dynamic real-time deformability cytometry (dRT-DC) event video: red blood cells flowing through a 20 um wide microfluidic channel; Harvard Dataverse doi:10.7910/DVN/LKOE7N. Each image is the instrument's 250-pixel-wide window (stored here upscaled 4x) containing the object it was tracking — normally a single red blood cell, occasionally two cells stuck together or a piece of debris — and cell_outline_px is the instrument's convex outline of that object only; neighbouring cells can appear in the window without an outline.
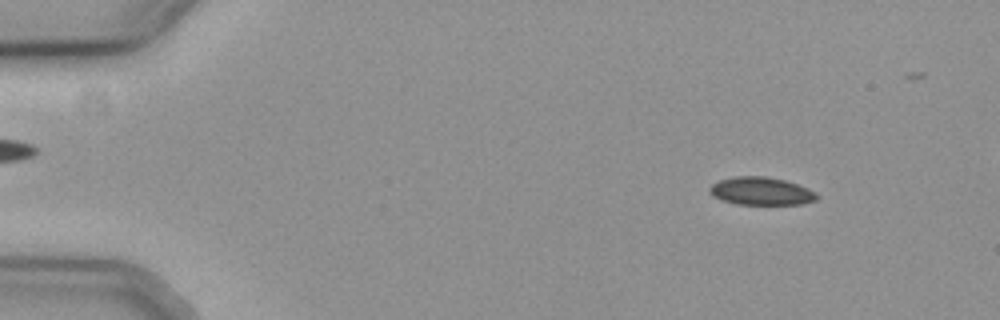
{"species": "common noctule bat (a hibernating species)", "species_latin": "Nyctalus noctula", "temperature_condition": "cold", "stored_images_in_passage": 49, "camera_frame_rate_fps": 3000, "um_per_image_px": 0.085, "animal": {"sex": "female", "body_mass_g": 19.3, "forearm_length_mm": 54.1}, "frame": {"image": 1, "passage_image": 7, "time_ms": 2.0, "image_size_px": [1000, 320], "cell_outline_px": [[820, 196], [816, 200], [804, 204], [736, 204], [720, 200], [712, 196], [708, 192], [708, 188], [712, 184], [720, 180], [736, 176], [764, 176], [784, 180], [808, 188], [816, 192]], "centroid_in_image_um": [64.68, 16.25], "position_along_channel_um": 20.3, "area_um2": 17.57}}
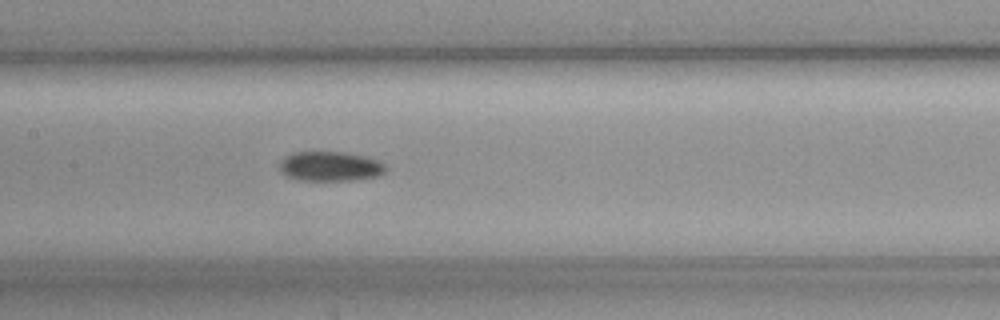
{"frame": {"image": 2, "passage_image": 28, "time_ms": 9.0, "image_size_px": [1000, 320], "cell_outline_px": [[384, 172], [376, 176], [352, 180], [300, 180], [284, 176], [280, 172], [280, 160], [284, 156], [292, 152], [344, 152], [364, 156], [376, 160], [384, 164]], "centroid_in_image_um": [27.98, 14.13], "position_along_channel_um": 179.4, "area_um2": 18.26}}
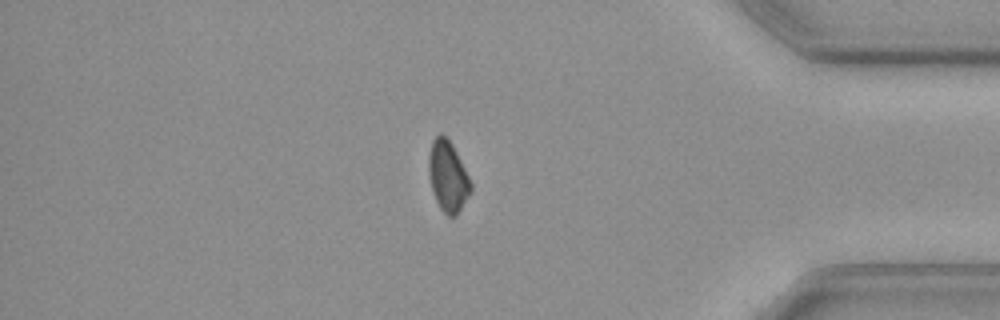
{"frame": {"image": 3, "passage_image": 48, "time_ms": 15.667, "image_size_px": [1000, 320], "cell_outline_px": [[472, 192], [456, 216], [448, 216], [440, 208], [432, 192], [428, 172], [428, 156], [432, 140], [440, 132], [452, 144], [472, 184]], "centroid_in_image_um": [38.06, 15.0], "position_along_channel_um": 397.1, "area_um2": 17.34}}